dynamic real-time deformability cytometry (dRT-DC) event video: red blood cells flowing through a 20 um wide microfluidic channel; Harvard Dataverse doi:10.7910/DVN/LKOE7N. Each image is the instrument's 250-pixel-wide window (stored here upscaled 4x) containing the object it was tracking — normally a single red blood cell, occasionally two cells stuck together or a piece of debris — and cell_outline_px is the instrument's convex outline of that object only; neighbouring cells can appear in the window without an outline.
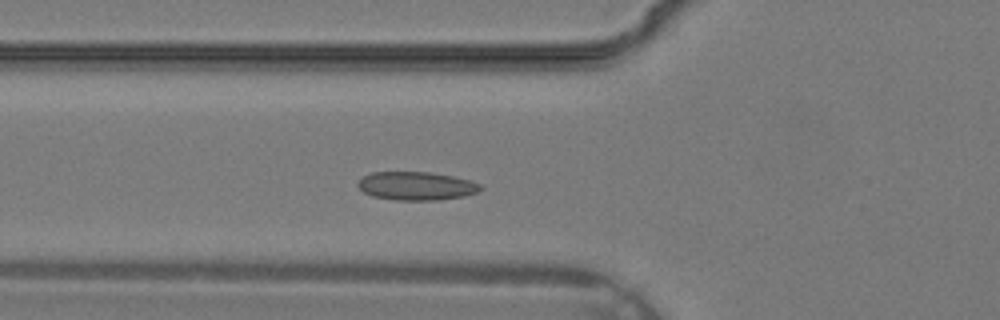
{"species": "common noctule bat (a hibernating species)", "species_latin": "Nyctalus noctula", "temperature_condition": "warm", "stored_images_in_passage": 35, "camera_frame_rate_fps": 3000, "um_per_image_px": 0.085, "animal": {"sex": "male", "body_mass_g": 19.2, "forearm_length_mm": 51.8}, "frame": {"image": 1, "passage_image": 11, "time_ms": 3.333, "image_size_px": [1000, 320], "cell_outline_px": [[484, 188], [476, 192], [464, 196], [436, 200], [396, 200], [372, 196], [364, 192], [356, 184], [364, 176], [372, 172], [432, 172], [452, 176], [468, 180], [480, 184]], "centroid_in_image_um": [35.38, 15.8], "position_along_channel_um": 90.4, "area_um2": 20.17}}
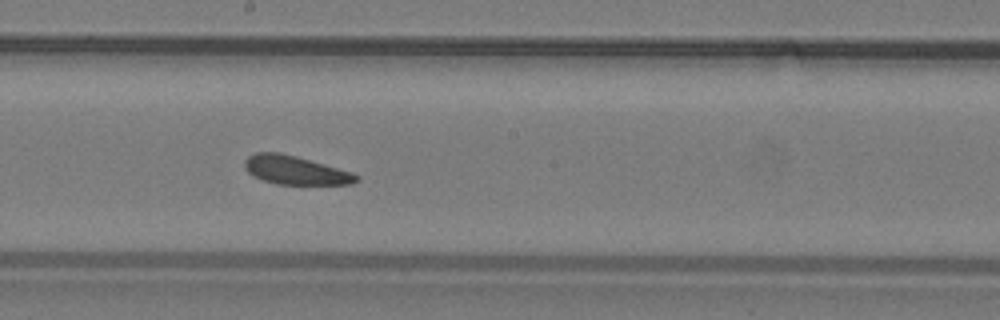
{"frame": {"image": 2, "passage_image": 18, "time_ms": 5.667, "image_size_px": [1000, 320], "cell_outline_px": [[360, 180], [352, 184], [276, 184], [252, 176], [244, 168], [244, 160], [248, 156], [256, 152], [280, 152], [296, 156], [352, 172], [360, 176]], "centroid_in_image_um": [25.09, 14.46], "position_along_channel_um": 223.1, "area_um2": 18.67}}
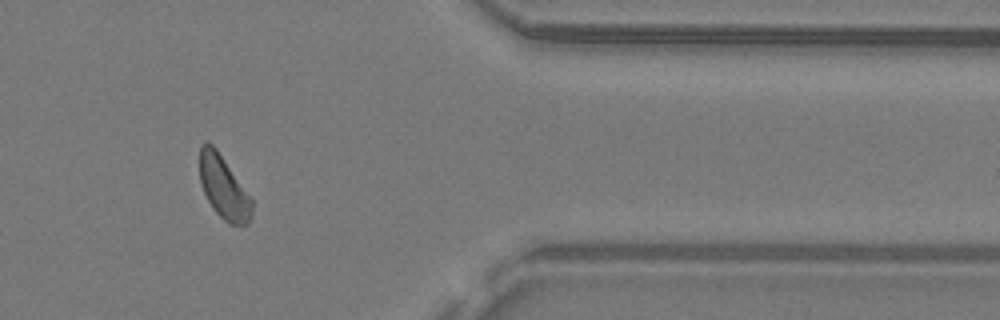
{"frame": {"image": 3, "passage_image": 28, "time_ms": 9.0, "image_size_px": [1000, 320], "cell_outline_px": [[252, 216], [248, 224], [228, 224], [212, 208], [200, 184], [200, 144], [208, 140], [216, 148], [252, 200]], "centroid_in_image_um": [18.99, 15.93], "position_along_channel_um": 392.4, "area_um2": 18.9}}